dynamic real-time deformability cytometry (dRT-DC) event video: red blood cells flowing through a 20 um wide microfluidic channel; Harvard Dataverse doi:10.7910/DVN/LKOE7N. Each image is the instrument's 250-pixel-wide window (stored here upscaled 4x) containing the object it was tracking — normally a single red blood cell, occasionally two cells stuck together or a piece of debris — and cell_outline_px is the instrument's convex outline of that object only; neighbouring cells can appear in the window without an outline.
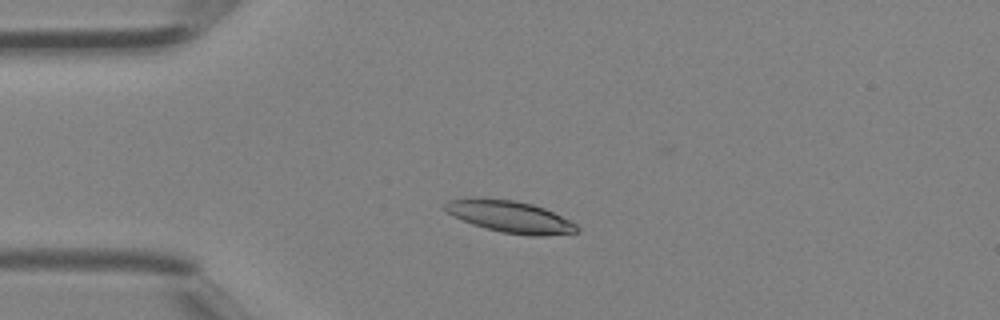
{"species": "Egyptian fruit bat (a non-hibernating species)", "species_latin": "Rousettus aegyptiacus", "temperature_condition": "room temperature", "stored_images_in_passage": 32, "camera_frame_rate_fps": 3000, "um_per_image_px": 0.085, "animal": {"sex": "female"}, "frame": {"image": 1, "passage_image": 1, "time_ms": 0.0, "image_size_px": [1000, 320], "cell_outline_px": [[580, 232], [544, 236], [528, 236], [500, 232], [472, 224], [448, 212], [444, 208], [444, 204], [448, 200], [480, 196], [512, 200], [532, 204], [544, 208], [576, 224], [580, 228]], "centroid_in_image_um": [43.36, 18.41], "position_along_channel_um": 41.6, "area_um2": 24.57}}
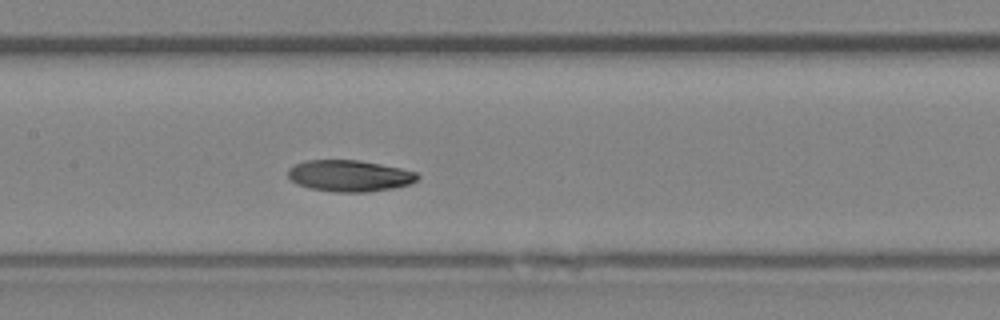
{"frame": {"image": 2, "passage_image": 11, "time_ms": 3.333, "image_size_px": [1000, 320], "cell_outline_px": [[420, 176], [416, 180], [408, 184], [392, 188], [368, 192], [332, 192], [308, 188], [296, 184], [288, 176], [288, 168], [296, 164], [308, 160], [360, 160], [400, 168], [416, 172]], "centroid_in_image_um": [29.68, 14.95], "position_along_channel_um": 177.7, "area_um2": 23.7}}
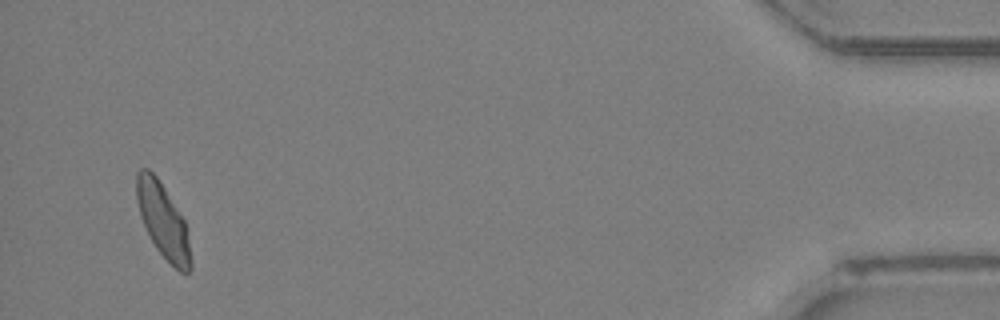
{"frame": {"image": 3, "passage_image": 31, "time_ms": 10.0, "image_size_px": [1000, 320], "cell_outline_px": [[192, 268], [188, 272], [180, 272], [156, 248], [140, 216], [136, 196], [136, 172], [140, 168], [148, 168], [156, 176], [164, 188], [184, 220], [192, 260]], "centroid_in_image_um": [13.84, 18.74], "position_along_channel_um": 421.4, "area_um2": 22.95}}